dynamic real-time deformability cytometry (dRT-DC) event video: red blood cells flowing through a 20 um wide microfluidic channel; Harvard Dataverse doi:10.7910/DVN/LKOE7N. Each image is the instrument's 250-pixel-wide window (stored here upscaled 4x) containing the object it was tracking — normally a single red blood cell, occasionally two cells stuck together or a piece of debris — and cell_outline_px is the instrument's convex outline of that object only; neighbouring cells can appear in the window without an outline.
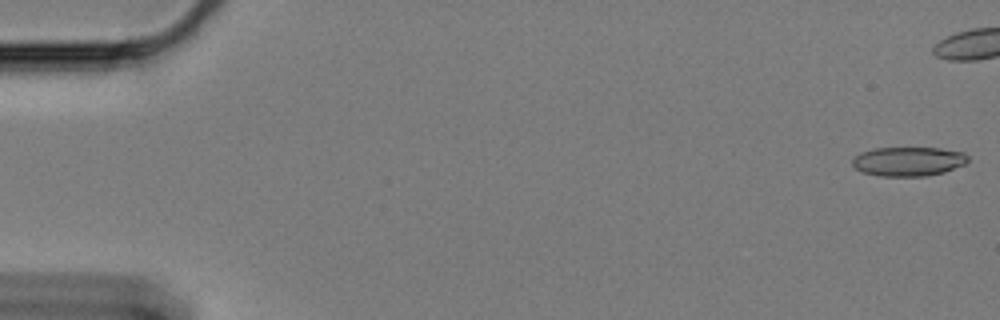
{"species": "Egyptian fruit bat (a non-hibernating species)", "species_latin": "Rousettus aegyptiacus", "temperature_condition": "cold", "stored_images_in_passage": 49, "camera_frame_rate_fps": 3000, "um_per_image_px": 0.085, "animal": {"sex": "female"}, "frame": {"image": 1, "passage_image": 1, "time_ms": 0.0, "image_size_px": [1000, 320], "cell_outline_px": [[968, 160], [964, 164], [944, 172], [924, 176], [880, 176], [864, 172], [856, 168], [852, 164], [852, 160], [860, 152], [872, 148], [940, 148], [964, 152], [968, 156]], "centroid_in_image_um": [77.21, 13.71], "position_along_channel_um": 7.8, "area_um2": 19.59}}
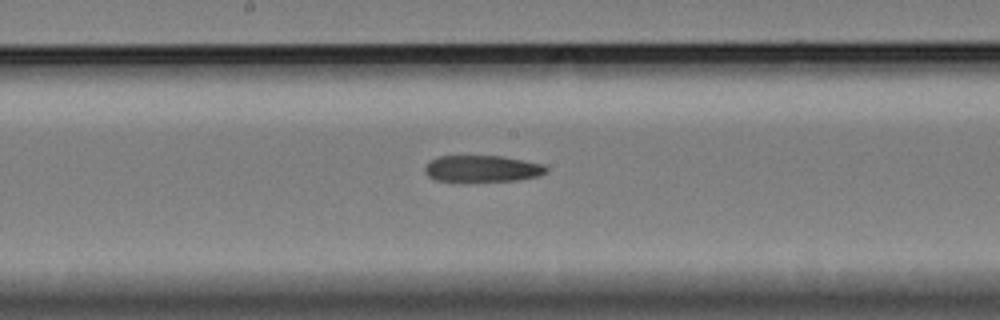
{"frame": {"image": 2, "passage_image": 32, "time_ms": 10.333, "image_size_px": [1000, 320], "cell_outline_px": [[548, 172], [540, 176], [516, 180], [436, 180], [428, 176], [424, 172], [424, 168], [428, 160], [436, 156], [504, 156], [544, 164], [548, 168]], "centroid_in_image_um": [41.0, 14.31], "position_along_channel_um": 207.2, "area_um2": 18.73}}
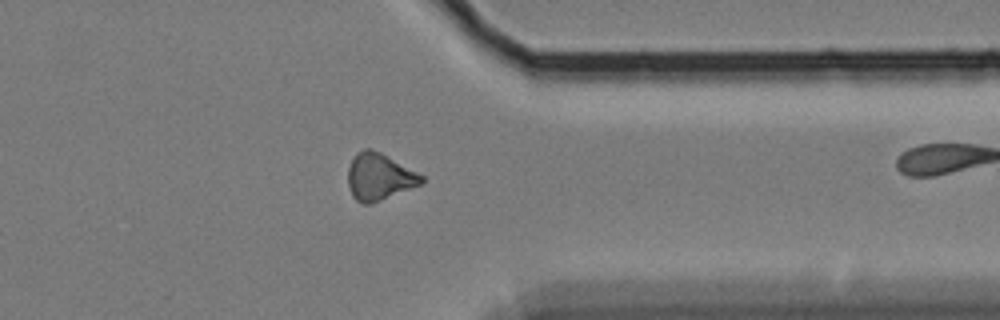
{"frame": {"image": 3, "passage_image": 48, "time_ms": 15.667, "image_size_px": [1000, 320], "cell_outline_px": [[424, 180], [420, 184], [372, 204], [364, 204], [356, 200], [352, 196], [348, 184], [348, 168], [356, 152], [364, 148], [372, 148], [380, 152], [424, 176]], "centroid_in_image_um": [32.2, 15.02], "position_along_channel_um": 379.2, "area_um2": 19.94}}